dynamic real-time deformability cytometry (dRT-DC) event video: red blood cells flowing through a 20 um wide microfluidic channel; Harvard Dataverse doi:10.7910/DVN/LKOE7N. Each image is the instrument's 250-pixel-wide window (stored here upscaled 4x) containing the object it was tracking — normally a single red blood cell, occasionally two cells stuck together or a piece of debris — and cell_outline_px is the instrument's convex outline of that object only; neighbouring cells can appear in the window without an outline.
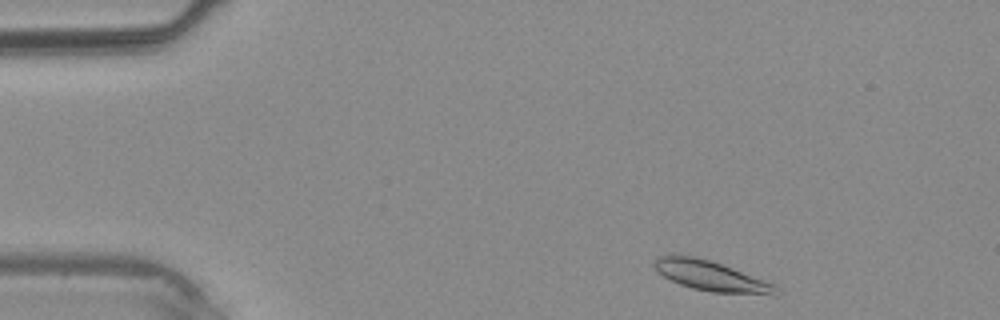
{"species": "common noctule bat (a hibernating species)", "species_latin": "Nyctalus noctula", "temperature_condition": "warm", "stored_images_in_passage": 35, "camera_frame_rate_fps": 3000, "um_per_image_px": 0.085, "animal": {"sex": "male", "body_mass_g": 20.4}, "frame": {"image": 1, "passage_image": 2, "time_ms": 0.333, "image_size_px": [1000, 320], "cell_outline_px": [[780, 296], [772, 296], [712, 292], [692, 288], [680, 284], [664, 276], [652, 264], [652, 260], [660, 256], [696, 256], [712, 260], [776, 284], [780, 288]], "centroid_in_image_um": [60.58, 23.49], "position_along_channel_um": 24.4, "area_um2": 21.68}}
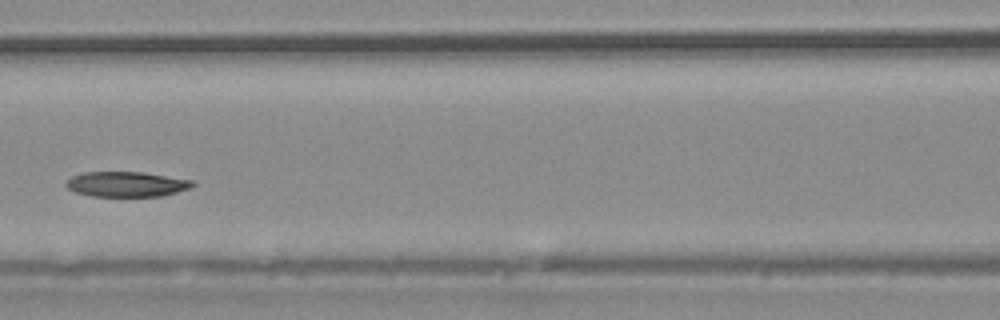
{"frame": {"image": 2, "passage_image": 14, "time_ms": 4.333, "image_size_px": [1000, 320], "cell_outline_px": [[196, 184], [188, 188], [176, 192], [160, 196], [92, 196], [76, 192], [68, 188], [64, 184], [72, 176], [84, 172], [144, 172], [192, 180]], "centroid_in_image_um": [10.74, 15.65], "position_along_channel_um": 155.9, "area_um2": 18.38}}
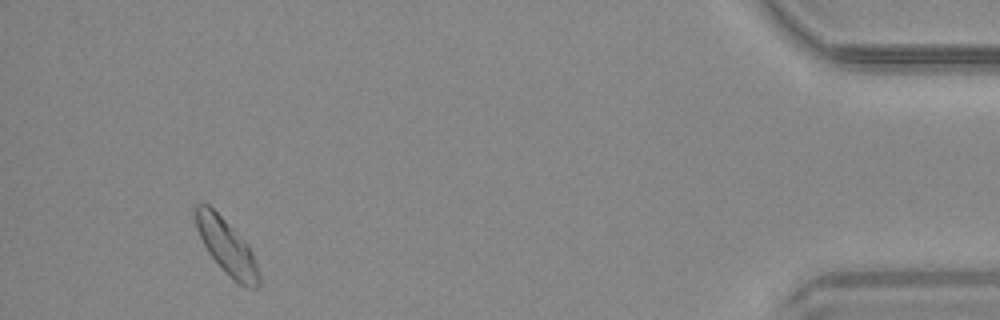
{"frame": {"image": 3, "passage_image": 33, "time_ms": 10.667, "image_size_px": [1000, 320], "cell_outline_px": [[260, 284], [256, 288], [244, 288], [208, 252], [196, 228], [196, 204], [208, 204], [248, 244], [252, 252], [260, 272]], "centroid_in_image_um": [19.31, 20.99], "position_along_channel_um": 415.9, "area_um2": 19.54}}